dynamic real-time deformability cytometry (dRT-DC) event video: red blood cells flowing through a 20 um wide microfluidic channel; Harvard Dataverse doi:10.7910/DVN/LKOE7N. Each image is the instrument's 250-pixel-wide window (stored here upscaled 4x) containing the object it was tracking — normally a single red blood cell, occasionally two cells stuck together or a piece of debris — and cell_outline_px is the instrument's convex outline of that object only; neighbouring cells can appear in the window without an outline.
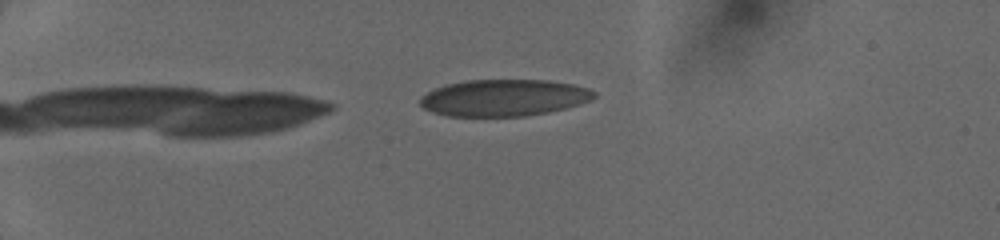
{"species": "human", "species_latin": "Homo sapiens", "temperature_condition": "cold", "stored_images_in_passage": 11, "camera_frame_rate_fps": 3000, "um_per_image_px": 0.085, "donor": {"sex": "female"}, "frame": {"image": 1, "passage_image": 1, "time_ms": 0.0, "image_size_px": [1000, 240], "cell_outline_px": [[596, 96], [592, 100], [580, 104], [548, 112], [524, 116], [448, 116], [432, 112], [424, 108], [420, 104], [420, 96], [436, 88], [448, 84], [468, 80], [548, 80], [572, 84], [588, 88], [596, 92]], "centroid_in_image_um": [42.84, 8.31], "position_along_channel_um": 42.2, "area_um2": 37.17}}
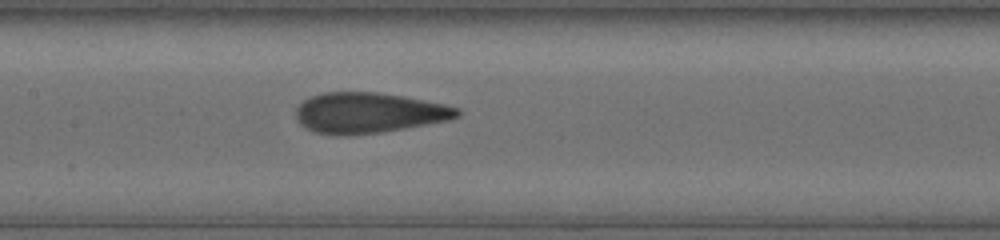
{"frame": {"image": 2, "passage_image": 9, "time_ms": 4.667, "image_size_px": [1000, 240], "cell_outline_px": [[460, 116], [448, 120], [404, 128], [380, 132], [312, 132], [304, 128], [296, 120], [296, 108], [304, 100], [312, 96], [324, 92], [376, 92], [404, 96], [444, 104], [460, 108]], "centroid_in_image_um": [31.36, 9.55], "position_along_channel_um": 176.0, "area_um2": 37.17}}
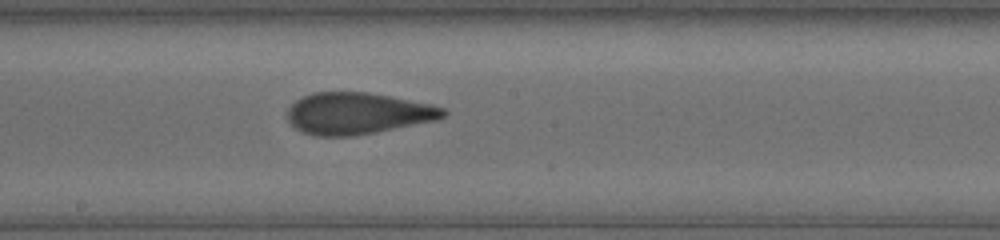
{"frame": {"image": 3, "passage_image": 11, "time_ms": 5.667, "image_size_px": [1000, 240], "cell_outline_px": [[448, 112], [444, 116], [436, 120], [376, 132], [352, 136], [316, 136], [304, 132], [296, 128], [288, 120], [288, 108], [296, 100], [312, 92], [368, 92], [392, 96], [432, 104], [444, 108]], "centroid_in_image_um": [30.41, 9.63], "position_along_channel_um": 217.8, "area_um2": 37.74}}